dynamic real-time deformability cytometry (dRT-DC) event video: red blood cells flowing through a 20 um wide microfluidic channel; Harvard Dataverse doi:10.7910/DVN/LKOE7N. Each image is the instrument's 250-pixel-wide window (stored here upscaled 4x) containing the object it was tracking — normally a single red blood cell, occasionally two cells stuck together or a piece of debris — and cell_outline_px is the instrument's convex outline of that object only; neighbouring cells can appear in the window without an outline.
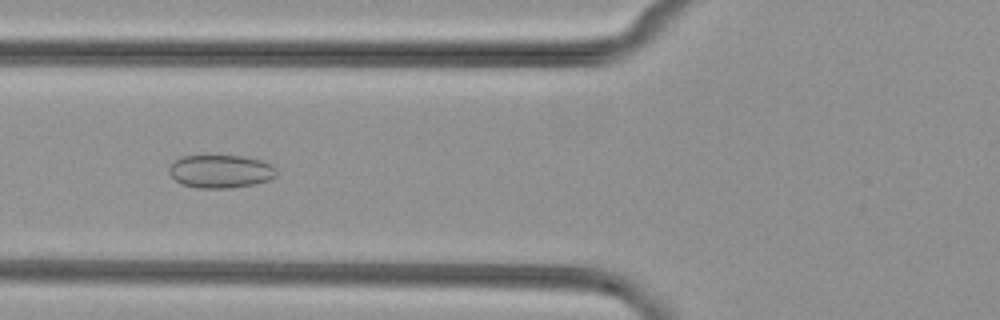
{"species": "common noctule bat (a hibernating species)", "species_latin": "Nyctalus noctula", "temperature_condition": "cold", "stored_images_in_passage": 52, "camera_frame_rate_fps": 3000, "um_per_image_px": 0.085, "animal": {"sex": "female", "body_mass_g": 29.2, "forearm_length_mm": 56.3}, "frame": {"image": 1, "passage_image": 20, "time_ms": 6.333, "image_size_px": [1000, 320], "cell_outline_px": [[276, 176], [268, 180], [256, 184], [232, 188], [196, 188], [180, 184], [168, 172], [168, 168], [176, 160], [184, 156], [244, 156], [260, 160], [272, 164], [276, 168]], "centroid_in_image_um": [18.77, 14.58], "position_along_channel_um": 107.0, "area_um2": 20.81}}
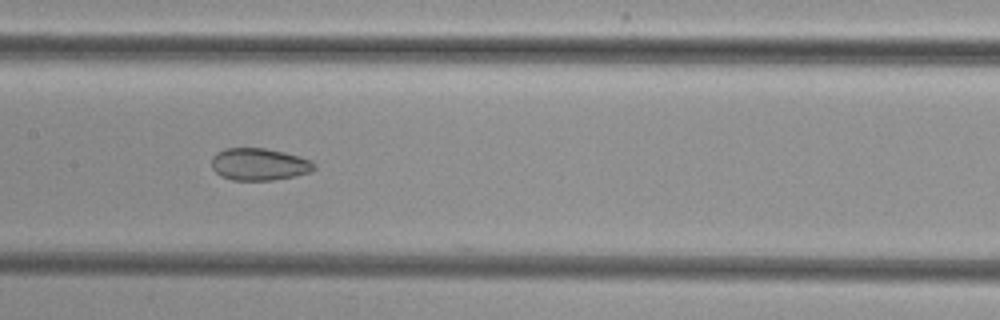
{"frame": {"image": 2, "passage_image": 26, "time_ms": 8.333, "image_size_px": [1000, 320], "cell_outline_px": [[316, 168], [308, 172], [296, 176], [272, 180], [232, 180], [220, 176], [212, 168], [212, 156], [216, 152], [224, 148], [264, 148], [284, 152], [300, 156], [312, 160], [316, 164]], "centroid_in_image_um": [22.03, 13.96], "position_along_channel_um": 185.4, "area_um2": 19.42}}
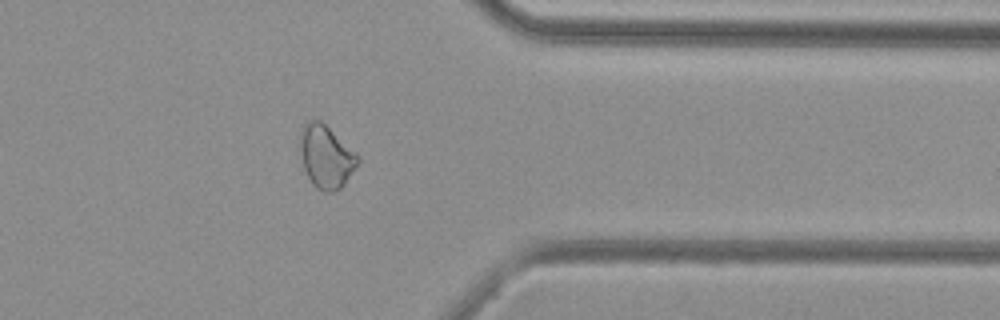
{"frame": {"image": 3, "passage_image": 42, "time_ms": 13.667, "image_size_px": [1000, 320], "cell_outline_px": [[360, 160], [344, 184], [336, 192], [324, 192], [316, 188], [312, 184], [304, 168], [300, 152], [300, 132], [304, 124], [308, 120], [320, 120], [356, 152], [360, 156]], "centroid_in_image_um": [27.71, 13.32], "position_along_channel_um": 383.7, "area_um2": 21.1}}